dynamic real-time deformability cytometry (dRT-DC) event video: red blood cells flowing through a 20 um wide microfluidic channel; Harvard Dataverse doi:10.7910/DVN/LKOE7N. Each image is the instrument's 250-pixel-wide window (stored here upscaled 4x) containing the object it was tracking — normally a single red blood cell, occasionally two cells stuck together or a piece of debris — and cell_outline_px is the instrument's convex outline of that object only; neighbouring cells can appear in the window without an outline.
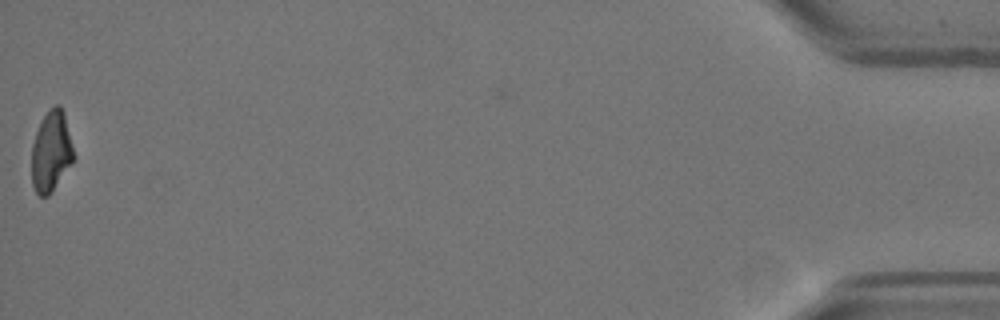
{"species": "Egyptian fruit bat (a non-hibernating species)", "species_latin": "Rousettus aegyptiacus", "temperature_condition": "warm", "stored_images_in_passage": 16, "camera_frame_rate_fps": 3000, "um_per_image_px": 0.085, "animal": {"sex": "female"}, "frame": {"image": 1, "passage_image": 16, "time_ms": 5.0, "image_size_px": [1000, 320], "cell_outline_px": [[72, 164], [52, 192], [48, 196], [40, 196], [36, 192], [32, 184], [32, 144], [36, 132], [44, 116], [56, 104], [60, 104], [64, 112], [72, 148]], "centroid_in_image_um": [4.33, 12.91], "position_along_channel_um": 430.9, "area_um2": 19.36}}